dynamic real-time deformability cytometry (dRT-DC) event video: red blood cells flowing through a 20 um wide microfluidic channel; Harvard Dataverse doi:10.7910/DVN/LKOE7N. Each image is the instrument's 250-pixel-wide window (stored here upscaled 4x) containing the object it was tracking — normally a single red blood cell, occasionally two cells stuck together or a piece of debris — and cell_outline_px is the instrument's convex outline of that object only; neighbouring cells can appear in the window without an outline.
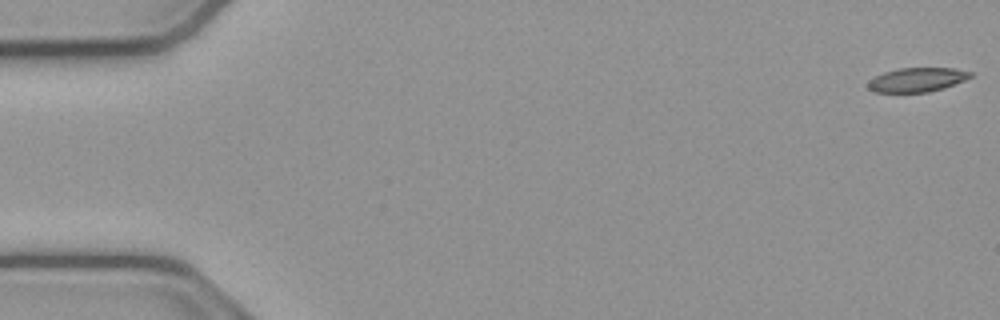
{"species": "common noctule bat (a hibernating species)", "species_latin": "Nyctalus noctula", "temperature_condition": "cold", "stored_images_in_passage": 54, "camera_frame_rate_fps": 3000, "um_per_image_px": 0.085, "animal": {"sex": "male", "body_mass_g": 23.1, "forearm_length_mm": 52.7}, "frame": {"image": 1, "passage_image": 1, "time_ms": 0.0, "image_size_px": [1000, 320], "cell_outline_px": [[972, 76], [964, 80], [944, 88], [928, 92], [876, 92], [868, 88], [868, 80], [884, 72], [900, 68], [956, 68], [972, 72]], "centroid_in_image_um": [77.96, 6.77], "position_along_channel_um": 7.0, "area_um2": 14.33}}
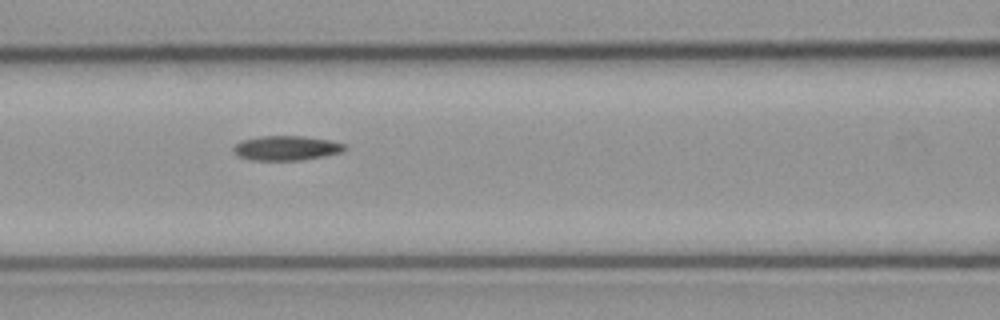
{"frame": {"image": 2, "passage_image": 23, "time_ms": 7.333, "image_size_px": [1000, 320], "cell_outline_px": [[348, 148], [340, 152], [324, 156], [300, 160], [252, 160], [240, 156], [232, 152], [232, 148], [240, 140], [260, 136], [304, 136], [328, 140], [344, 144]], "centroid_in_image_um": [24.3, 12.58], "position_along_channel_um": 142.3, "area_um2": 15.9}}
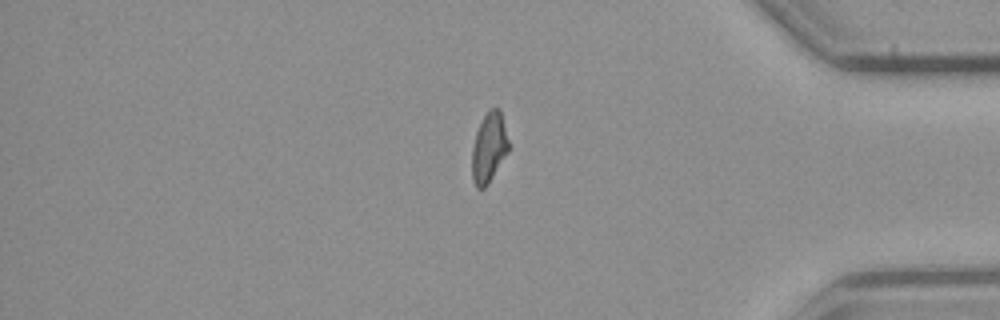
{"frame": {"image": 3, "passage_image": 45, "time_ms": 14.667, "image_size_px": [1000, 320], "cell_outline_px": [[508, 152], [488, 184], [484, 188], [476, 188], [472, 180], [472, 148], [476, 132], [488, 108], [500, 108], [508, 140]], "centroid_in_image_um": [41.55, 12.55], "position_along_channel_um": 393.7, "area_um2": 14.85}}